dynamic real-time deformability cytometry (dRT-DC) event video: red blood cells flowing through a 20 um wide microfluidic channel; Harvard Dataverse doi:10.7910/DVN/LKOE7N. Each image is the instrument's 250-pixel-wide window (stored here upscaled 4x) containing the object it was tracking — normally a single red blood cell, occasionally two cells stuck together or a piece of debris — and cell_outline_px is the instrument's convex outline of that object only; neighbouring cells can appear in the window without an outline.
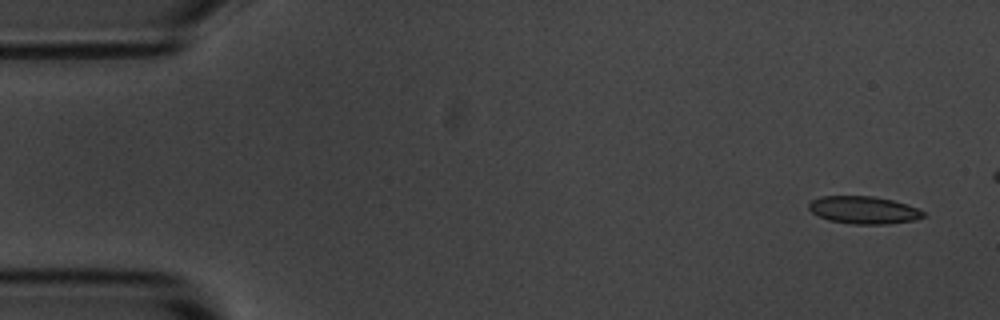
{"species": "common noctule bat (a hibernating species)", "species_latin": "Nyctalus noctula", "temperature_condition": "room temperature", "stored_images_in_passage": 5, "camera_frame_rate_fps": 3000, "um_per_image_px": 0.085, "animal": {"sex": "male", "body_mass_g": 20.1, "forearm_length_mm": 53.5}, "frame": {"image": 1, "passage_image": 1, "time_ms": 0.0, "image_size_px": [1000, 320], "cell_outline_px": [[924, 216], [916, 220], [888, 224], [852, 224], [828, 220], [812, 212], [808, 208], [808, 204], [812, 200], [820, 196], [872, 196], [892, 200], [916, 208], [924, 212]], "centroid_in_image_um": [73.39, 17.85], "position_along_channel_um": 11.6, "area_um2": 18.26}}